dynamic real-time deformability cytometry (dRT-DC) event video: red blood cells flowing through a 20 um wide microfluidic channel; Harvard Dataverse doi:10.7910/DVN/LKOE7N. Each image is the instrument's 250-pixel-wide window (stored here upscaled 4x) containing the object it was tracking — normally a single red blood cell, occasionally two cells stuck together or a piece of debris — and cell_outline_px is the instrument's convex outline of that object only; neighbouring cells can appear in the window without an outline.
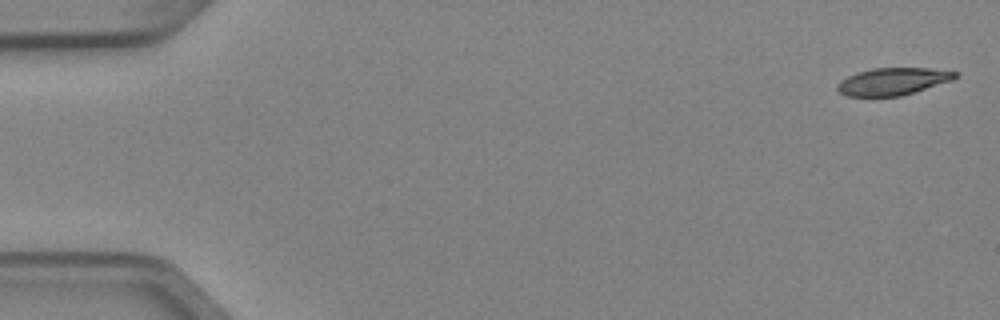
{"species": "Egyptian fruit bat (a non-hibernating species)", "species_latin": "Rousettus aegyptiacus", "temperature_condition": "cold", "stored_images_in_passage": 5, "camera_frame_rate_fps": 3000, "um_per_image_px": 0.085, "animal": {"sex": "female"}, "frame": {"image": 1, "passage_image": 1, "time_ms": 0.0, "image_size_px": [1000, 320], "cell_outline_px": [[960, 72], [952, 80], [900, 96], [848, 96], [840, 92], [836, 88], [836, 84], [840, 80], [848, 76], [872, 68], [928, 68]], "centroid_in_image_um": [75.87, 6.91], "position_along_channel_um": 9.1, "area_um2": 18.5}}
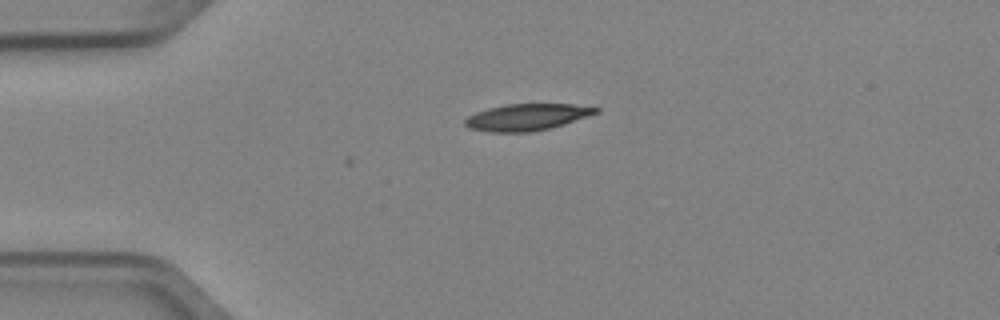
{"frame": {"image": 2, "passage_image": 4, "time_ms": 1.0, "image_size_px": [1000, 320], "cell_outline_px": [[600, 112], [564, 124], [532, 132], [488, 132], [468, 128], [464, 124], [464, 120], [468, 116], [476, 112], [488, 108], [504, 104], [572, 104], [600, 108]], "centroid_in_image_um": [44.76, 9.95], "position_along_channel_um": 40.2, "area_um2": 20.35}}